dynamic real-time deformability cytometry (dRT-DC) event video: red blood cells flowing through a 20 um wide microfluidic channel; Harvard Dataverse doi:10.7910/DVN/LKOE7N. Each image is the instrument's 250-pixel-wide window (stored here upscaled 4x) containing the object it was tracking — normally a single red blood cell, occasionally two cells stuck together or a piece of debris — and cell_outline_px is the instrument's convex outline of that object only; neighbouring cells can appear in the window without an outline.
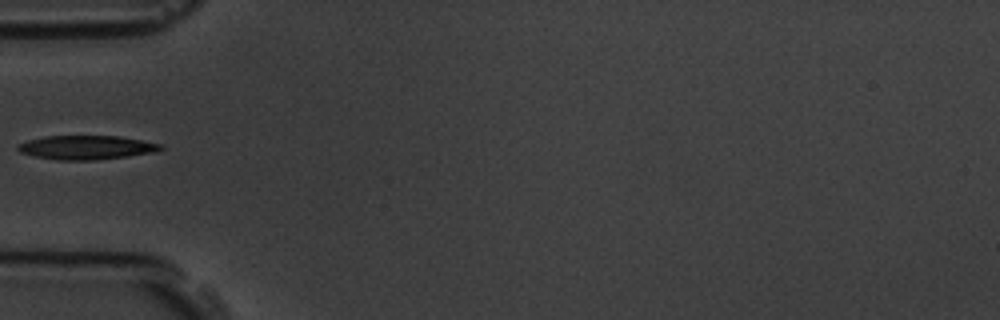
{"species": "common noctule bat (a hibernating species)", "species_latin": "Nyctalus noctula", "temperature_condition": "room temperature", "stored_images_in_passage": 6, "camera_frame_rate_fps": 3000, "um_per_image_px": 0.085, "animal": {"sex": "male", "body_mass_g": 19.5, "forearm_length_mm": 54.6}, "frame": {"image": 1, "passage_image": 5, "time_ms": 5.333, "image_size_px": [1000, 320], "cell_outline_px": [[164, 148], [156, 152], [92, 160], [56, 160], [36, 156], [20, 152], [16, 148], [16, 144], [28, 140], [44, 136], [116, 136], [140, 140], [160, 144]], "centroid_in_image_um": [7.28, 12.53], "position_along_channel_um": 77.7, "area_um2": 19.71}}
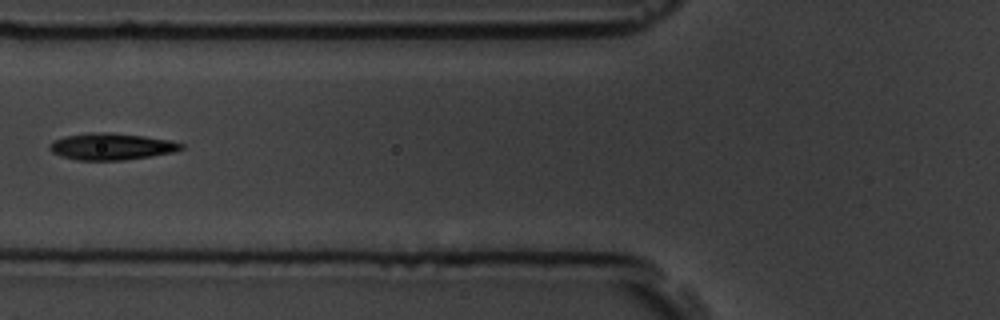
{"frame": {"image": 2, "passage_image": 6, "time_ms": 6.333, "image_size_px": [1000, 320], "cell_outline_px": [[184, 148], [172, 152], [152, 156], [124, 160], [76, 160], [60, 156], [52, 152], [48, 148], [48, 144], [52, 140], [64, 136], [88, 132], [108, 132], [144, 136], [172, 140], [184, 144]], "centroid_in_image_um": [9.43, 12.45], "position_along_channel_um": 116.4, "area_um2": 20.75}}